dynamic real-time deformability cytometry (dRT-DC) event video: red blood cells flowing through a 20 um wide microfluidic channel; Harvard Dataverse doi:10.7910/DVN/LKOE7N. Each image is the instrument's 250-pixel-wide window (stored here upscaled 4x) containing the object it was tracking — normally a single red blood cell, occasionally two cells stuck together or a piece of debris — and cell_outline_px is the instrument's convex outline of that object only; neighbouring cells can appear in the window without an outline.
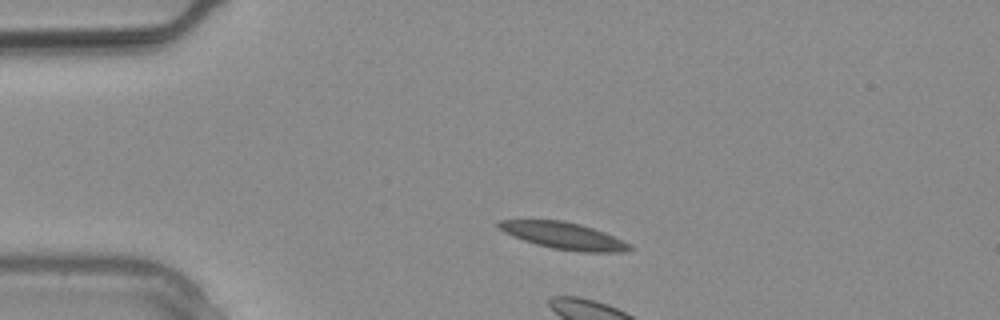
{"species": "common noctule bat (a hibernating species)", "species_latin": "Nyctalus noctula", "temperature_condition": "warm", "stored_images_in_passage": 24, "camera_frame_rate_fps": 3000, "um_per_image_px": 0.085, "animal": {"sex": "male", "body_mass_g": 20.4}, "frame": {"image": 1, "passage_image": 1, "time_ms": 0.0, "image_size_px": [1000, 320], "cell_outline_px": [[632, 248], [624, 252], [580, 252], [552, 248], [536, 244], [524, 240], [504, 232], [496, 224], [500, 220], [564, 220], [580, 224], [604, 232], [632, 244]], "centroid_in_image_um": [47.95, 20.04], "position_along_channel_um": 37.1, "area_um2": 20.35}}